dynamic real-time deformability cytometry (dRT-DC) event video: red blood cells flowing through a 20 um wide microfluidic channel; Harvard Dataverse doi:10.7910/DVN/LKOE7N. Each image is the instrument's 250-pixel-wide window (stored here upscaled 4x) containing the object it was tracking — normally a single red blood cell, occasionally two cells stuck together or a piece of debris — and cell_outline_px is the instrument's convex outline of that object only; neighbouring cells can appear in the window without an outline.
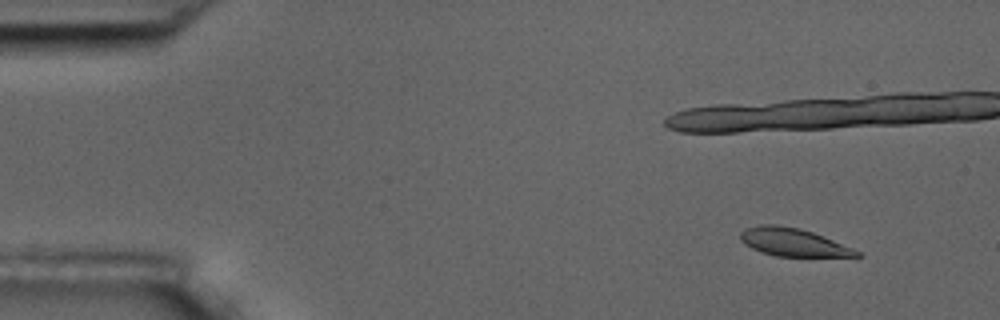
{"species": "common noctule bat (a hibernating species)", "species_latin": "Nyctalus noctula", "temperature_condition": "room temperature", "stored_images_in_passage": 5, "camera_frame_rate_fps": 3000, "um_per_image_px": 0.085, "animal": {"sex": "male", "body_mass_g": 17.5, "forearm_length_mm": 52.3}, "frame": {"image": 1, "passage_image": 1, "time_ms": 0.0, "image_size_px": [1000, 320], "cell_outline_px": [[864, 256], [776, 256], [760, 252], [744, 244], [740, 240], [740, 232], [744, 228], [760, 224], [776, 224], [800, 228], [824, 236], [852, 248], [860, 252]], "centroid_in_image_um": [67.36, 20.57], "position_along_channel_um": 17.6, "area_um2": 18.96}}